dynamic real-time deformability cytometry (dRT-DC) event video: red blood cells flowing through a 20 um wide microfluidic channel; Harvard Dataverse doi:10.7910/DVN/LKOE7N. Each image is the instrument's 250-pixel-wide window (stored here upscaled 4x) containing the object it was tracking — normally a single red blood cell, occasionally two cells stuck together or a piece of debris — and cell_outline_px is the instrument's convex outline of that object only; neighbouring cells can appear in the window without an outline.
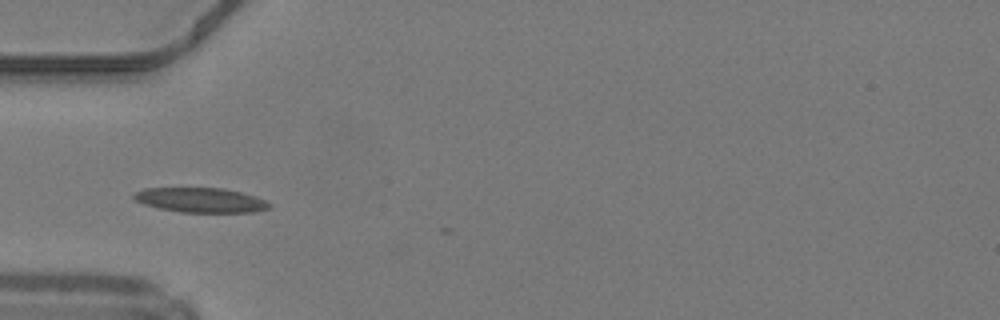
{"species": "common noctule bat (a hibernating species)", "species_latin": "Nyctalus noctula", "temperature_condition": "warm", "stored_images_in_passage": 9, "camera_frame_rate_fps": 3000, "um_per_image_px": 0.085, "animal": {"sex": "male", "body_mass_g": 19.2, "forearm_length_mm": 51.8}, "frame": {"image": 1, "passage_image": 2, "time_ms": 0.333, "image_size_px": [1000, 320], "cell_outline_px": [[272, 204], [268, 208], [252, 212], [180, 212], [160, 208], [144, 204], [136, 200], [132, 196], [136, 192], [144, 188], [224, 188], [256, 196]], "centroid_in_image_um": [17.06, 17.0], "position_along_channel_um": 67.9, "area_um2": 19.31}}
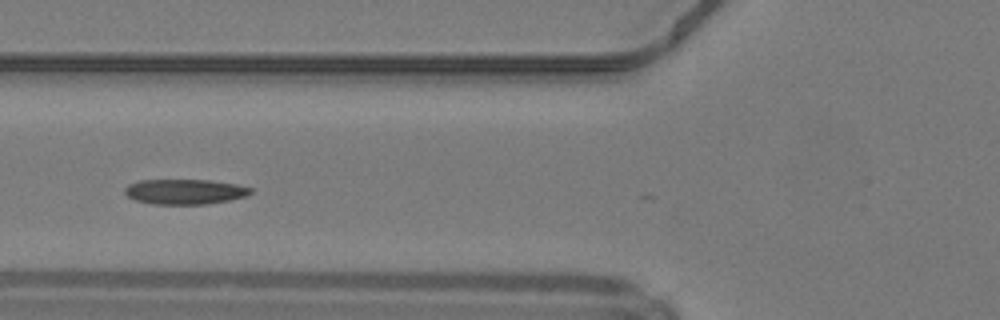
{"frame": {"image": 2, "passage_image": 5, "time_ms": 1.333, "image_size_px": [1000, 320], "cell_outline_px": [[252, 192], [248, 196], [228, 200], [204, 204], [152, 204], [136, 200], [128, 196], [124, 192], [124, 188], [128, 184], [140, 180], [208, 180], [236, 184], [252, 188]], "centroid_in_image_um": [15.7, 16.29], "position_along_channel_um": 110.1, "area_um2": 18.38}}
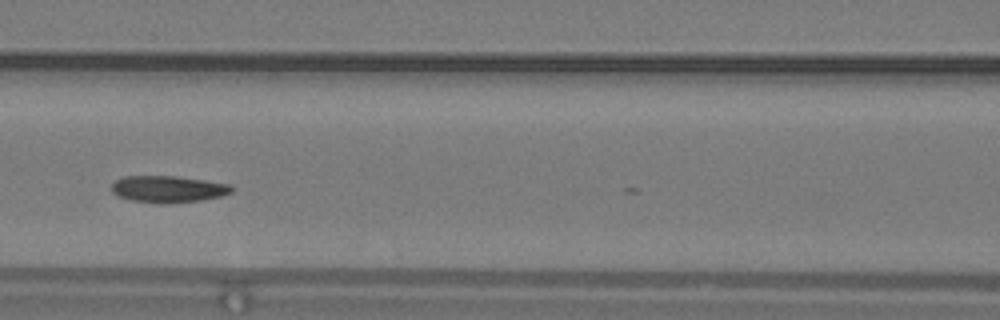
{"frame": {"image": 3, "passage_image": 8, "time_ms": 2.333, "image_size_px": [1000, 320], "cell_outline_px": [[232, 192], [220, 196], [200, 200], [164, 204], [156, 204], [132, 200], [116, 196], [112, 192], [112, 184], [116, 180], [124, 176], [176, 176], [232, 184]], "centroid_in_image_um": [14.27, 16.07], "position_along_channel_um": 152.3, "area_um2": 18.79}}